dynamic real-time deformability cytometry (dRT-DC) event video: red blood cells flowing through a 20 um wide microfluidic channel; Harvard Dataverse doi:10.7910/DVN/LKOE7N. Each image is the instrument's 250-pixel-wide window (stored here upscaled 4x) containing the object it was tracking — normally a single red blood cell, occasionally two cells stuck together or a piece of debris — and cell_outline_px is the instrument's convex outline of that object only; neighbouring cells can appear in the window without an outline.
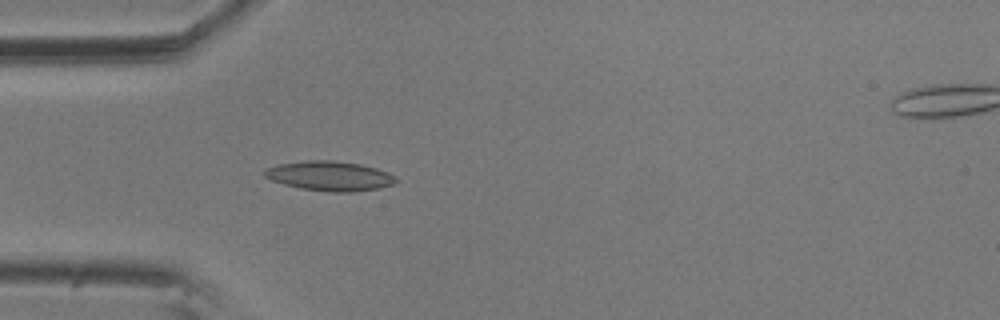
{"species": "common noctule bat (a hibernating species)", "species_latin": "Nyctalus noctula", "temperature_condition": "room temperature", "stored_images_in_passage": 5, "camera_frame_rate_fps": 3000, "um_per_image_px": 0.085, "animal": {"sex": "male", "body_mass_g": 20.5, "forearm_length_mm": 52.5}, "frame": {"image": 1, "passage_image": 5, "time_ms": 1.333, "image_size_px": [1000, 320], "cell_outline_px": [[396, 180], [392, 184], [380, 188], [352, 192], [332, 192], [300, 188], [284, 184], [272, 180], [264, 176], [264, 172], [268, 168], [280, 164], [304, 160], [332, 160], [360, 164], [376, 168], [388, 172], [396, 176]], "centroid_in_image_um": [28.05, 14.95], "position_along_channel_um": 57.0, "area_um2": 22.54}}